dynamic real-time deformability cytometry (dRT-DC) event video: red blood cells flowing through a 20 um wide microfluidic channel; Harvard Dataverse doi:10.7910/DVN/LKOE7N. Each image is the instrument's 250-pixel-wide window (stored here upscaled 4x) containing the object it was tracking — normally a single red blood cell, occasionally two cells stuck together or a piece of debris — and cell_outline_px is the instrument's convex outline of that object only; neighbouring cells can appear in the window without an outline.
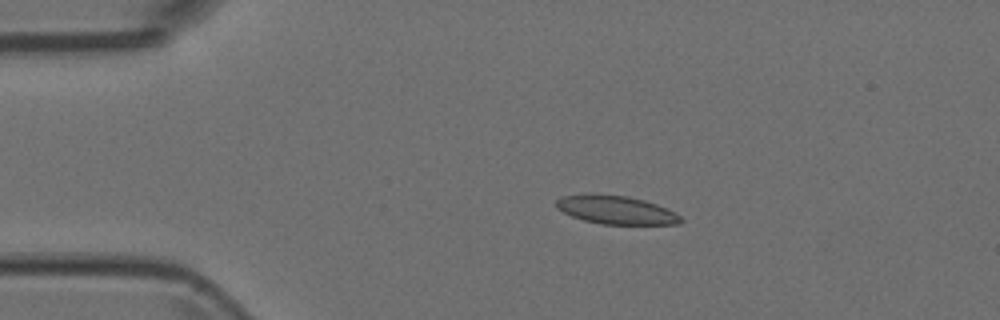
{"species": "Egyptian fruit bat (a non-hibernating species)", "species_latin": "Rousettus aegyptiacus", "temperature_condition": "room temperature", "stored_images_in_passage": 6, "camera_frame_rate_fps": 3000, "um_per_image_px": 0.085, "animal": {"sex": "female"}, "frame": {"image": 1, "passage_image": 4, "time_ms": 1.0, "image_size_px": [1000, 320], "cell_outline_px": [[684, 220], [680, 224], [600, 224], [584, 220], [572, 216], [556, 208], [556, 200], [560, 196], [592, 192], [628, 196], [644, 200], [668, 208], [680, 216]], "centroid_in_image_um": [52.34, 17.82], "position_along_channel_um": 32.7, "area_um2": 20.98}}
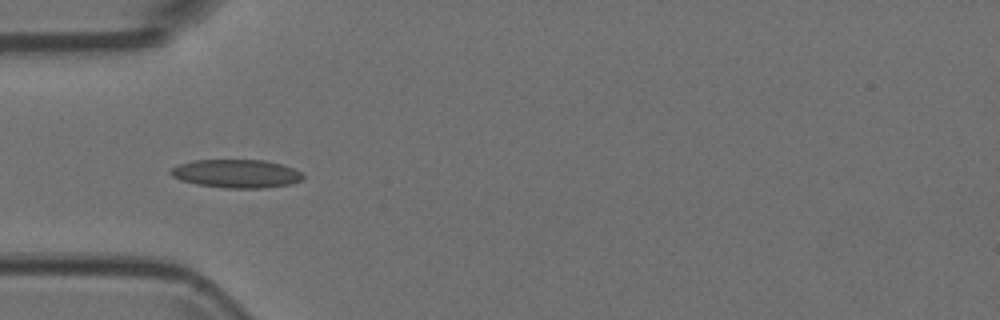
{"frame": {"image": 2, "passage_image": 6, "time_ms": 1.667, "image_size_px": [1000, 320], "cell_outline_px": [[304, 180], [292, 184], [260, 188], [224, 188], [196, 184], [180, 180], [172, 176], [168, 172], [172, 168], [180, 164], [192, 160], [264, 160], [280, 164], [292, 168], [300, 172], [304, 176]], "centroid_in_image_um": [20.09, 14.76], "position_along_channel_um": 64.9, "area_um2": 21.91}}